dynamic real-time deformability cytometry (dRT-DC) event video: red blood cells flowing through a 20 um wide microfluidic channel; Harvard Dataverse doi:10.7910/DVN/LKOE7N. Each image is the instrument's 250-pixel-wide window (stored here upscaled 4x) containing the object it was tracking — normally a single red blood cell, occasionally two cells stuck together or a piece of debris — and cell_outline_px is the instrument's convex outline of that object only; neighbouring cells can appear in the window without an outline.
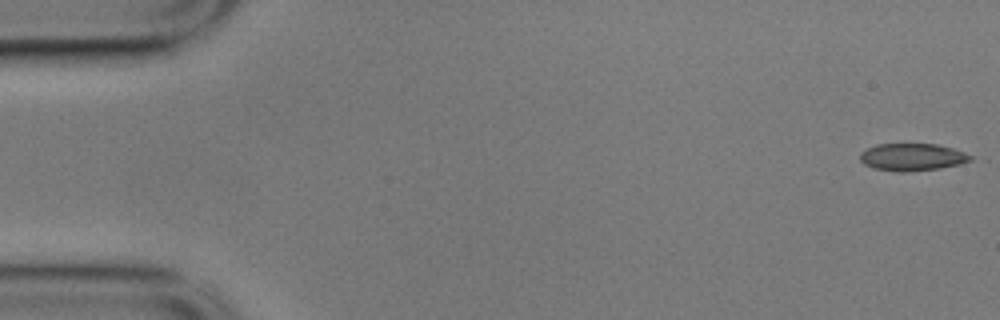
{"species": "common noctule bat (a hibernating species)", "species_latin": "Nyctalus noctula", "temperature_condition": "cold", "stored_images_in_passage": 16, "camera_frame_rate_fps": 3000, "um_per_image_px": 0.085, "animal": {"sex": "male", "body_mass_g": 17.9}, "frame": {"image": 1, "passage_image": 1, "time_ms": 0.0, "image_size_px": [1000, 320], "cell_outline_px": [[972, 160], [960, 164], [940, 168], [908, 172], [896, 172], [872, 168], [864, 164], [860, 160], [860, 152], [876, 144], [936, 144], [952, 148], [964, 152], [972, 156]], "centroid_in_image_um": [77.52, 13.36], "position_along_channel_um": 7.5, "area_um2": 17.69}}
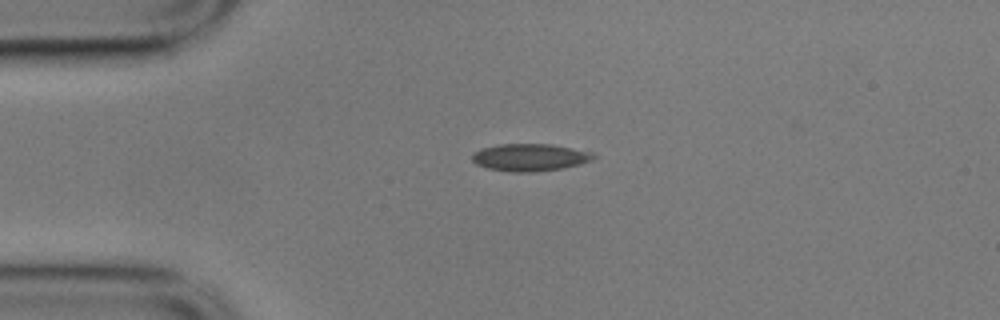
{"frame": {"image": 2, "passage_image": 13, "time_ms": 4.0, "image_size_px": [1000, 320], "cell_outline_px": [[596, 156], [592, 160], [580, 164], [564, 168], [532, 172], [512, 172], [488, 168], [476, 164], [472, 160], [472, 152], [480, 148], [500, 144], [552, 144], [596, 152]], "centroid_in_image_um": [45.07, 13.37], "position_along_channel_um": 39.9, "area_um2": 19.59}}